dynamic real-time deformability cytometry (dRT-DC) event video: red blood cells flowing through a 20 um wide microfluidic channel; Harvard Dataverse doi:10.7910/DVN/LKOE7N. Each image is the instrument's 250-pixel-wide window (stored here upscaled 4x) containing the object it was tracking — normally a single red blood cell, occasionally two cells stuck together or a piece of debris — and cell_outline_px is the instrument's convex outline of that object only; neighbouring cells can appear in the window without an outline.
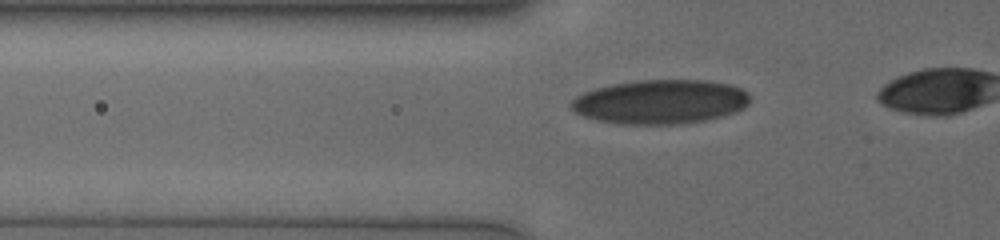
{"species": "human", "species_latin": "Homo sapiens", "temperature_condition": "cold", "stored_images_in_passage": 40, "camera_frame_rate_fps": 3000, "um_per_image_px": 0.085, "donor": {"sex": "male"}, "frame": {"image": 1, "passage_image": 11, "time_ms": 3.333, "image_size_px": [1000, 240], "cell_outline_px": [[748, 104], [744, 108], [720, 116], [704, 120], [680, 124], [616, 124], [596, 120], [584, 116], [576, 112], [568, 104], [576, 96], [584, 92], [596, 88], [612, 84], [636, 80], [704, 80], [728, 84], [740, 88], [748, 92]], "centroid_in_image_um": [56.09, 8.65], "position_along_channel_um": 69.7, "area_um2": 45.95}}
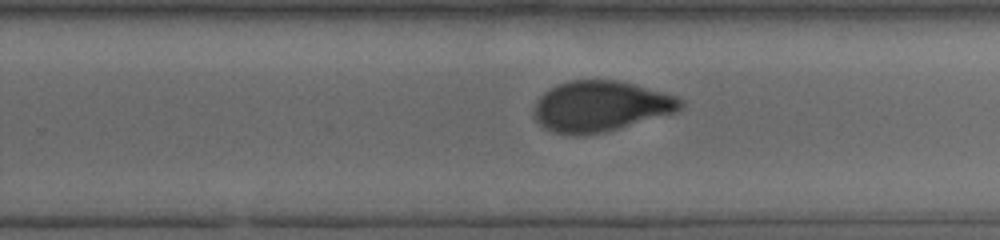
{"frame": {"image": 2, "passage_image": 28, "time_ms": 9.0, "image_size_px": [1000, 240], "cell_outline_px": [[684, 104], [676, 112], [620, 128], [604, 132], [584, 136], [572, 136], [552, 132], [544, 128], [532, 116], [532, 112], [536, 100], [544, 92], [560, 84], [572, 80], [620, 80], [636, 84], [676, 96], [684, 100]], "centroid_in_image_um": [51.03, 9.05], "position_along_channel_um": 278.8, "area_um2": 43.64}}
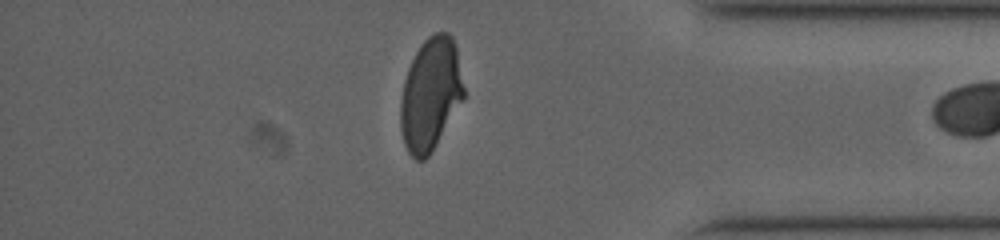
{"frame": {"image": 3, "passage_image": 39, "time_ms": 12.667, "image_size_px": [1000, 240], "cell_outline_px": [[464, 96], [436, 144], [428, 156], [424, 160], [416, 160], [408, 152], [404, 144], [400, 128], [400, 104], [404, 80], [408, 68], [420, 44], [428, 36], [436, 32], [448, 32], [452, 36], [456, 48], [464, 88]], "centroid_in_image_um": [36.57, 7.99], "position_along_channel_um": 398.6, "area_um2": 41.15}}